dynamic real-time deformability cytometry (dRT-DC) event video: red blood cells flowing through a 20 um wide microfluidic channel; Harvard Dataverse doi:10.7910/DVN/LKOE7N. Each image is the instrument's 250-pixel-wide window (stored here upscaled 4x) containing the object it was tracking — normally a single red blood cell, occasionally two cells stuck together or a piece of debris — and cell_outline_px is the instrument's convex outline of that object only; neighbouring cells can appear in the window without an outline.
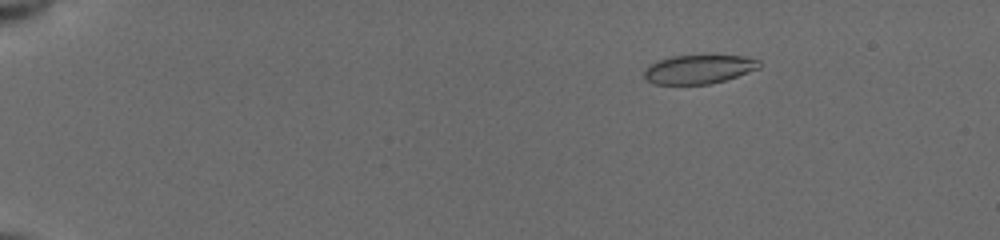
{"species": "common noctule bat (a hibernating species)", "species_latin": "Nyctalus noctula", "temperature_condition": "cold", "stored_images_in_passage": 12, "camera_frame_rate_fps": 3000, "um_per_image_px": 0.085, "animal": {"sex": "female", "body_mass_g": 19.5, "forearm_length_mm": 54.1}, "frame": {"image": 1, "passage_image": 5, "time_ms": 1.333, "image_size_px": [1000, 240], "cell_outline_px": [[760, 68], [724, 80], [708, 84], [656, 84], [648, 80], [644, 76], [644, 68], [648, 64], [672, 56], [744, 56], [760, 60]], "centroid_in_image_um": [59.38, 5.88], "position_along_channel_um": 25.6, "area_um2": 19.13}}
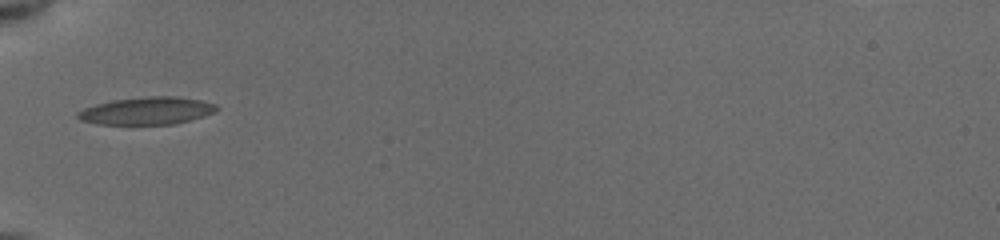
{"frame": {"image": 2, "passage_image": 10, "time_ms": 3.0, "image_size_px": [1000, 240], "cell_outline_px": [[220, 108], [216, 112], [204, 116], [172, 124], [96, 124], [80, 120], [76, 116], [76, 112], [84, 108], [96, 104], [112, 100], [148, 96], [172, 96], [200, 100], [216, 104]], "centroid_in_image_um": [12.47, 9.41], "position_along_channel_um": 72.5, "area_um2": 22.25}}
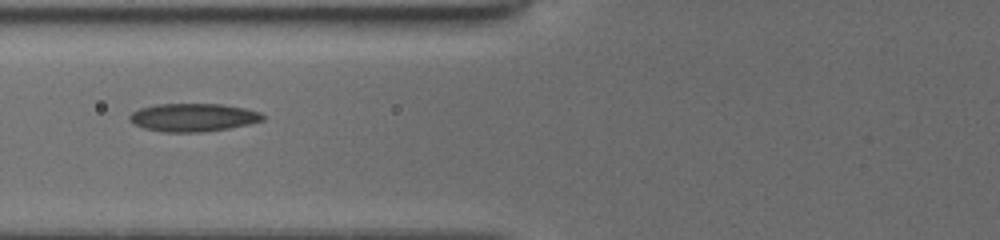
{"frame": {"image": 3, "passage_image": 11, "time_ms": 3.333, "image_size_px": [1000, 240], "cell_outline_px": [[264, 120], [248, 124], [228, 128], [200, 132], [164, 132], [144, 128], [132, 124], [128, 120], [128, 116], [132, 112], [140, 108], [156, 104], [220, 104], [244, 108], [260, 112], [264, 116]], "centroid_in_image_um": [16.37, 9.98], "position_along_channel_um": 109.4, "area_um2": 21.79}}